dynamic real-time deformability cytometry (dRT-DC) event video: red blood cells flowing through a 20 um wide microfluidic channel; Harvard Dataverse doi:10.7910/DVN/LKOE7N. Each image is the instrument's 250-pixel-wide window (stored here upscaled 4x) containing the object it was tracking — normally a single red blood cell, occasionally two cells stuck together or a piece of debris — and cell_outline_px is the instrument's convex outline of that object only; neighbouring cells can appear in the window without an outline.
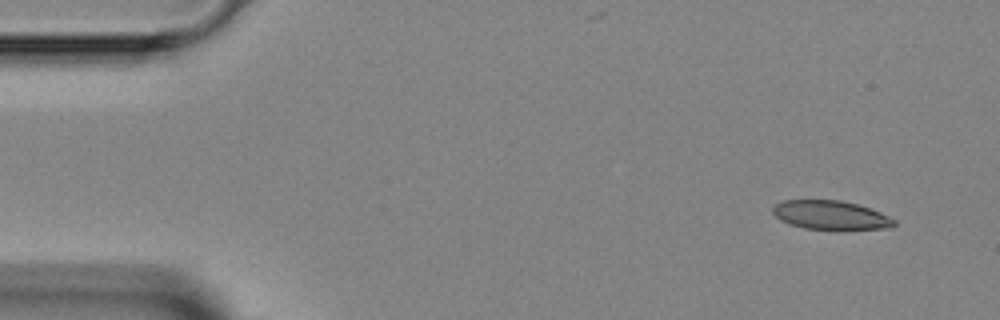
{"species": "Egyptian fruit bat (a non-hibernating species)", "species_latin": "Rousettus aegyptiacus", "temperature_condition": "room temperature", "stored_images_in_passage": 4, "camera_frame_rate_fps": 3000, "um_per_image_px": 0.085, "animal": {"sex": "female"}, "frame": {"image": 1, "passage_image": 1, "time_ms": 0.0, "image_size_px": [1000, 320], "cell_outline_px": [[896, 224], [892, 228], [844, 232], [836, 232], [804, 228], [788, 224], [780, 220], [772, 212], [772, 208], [776, 204], [784, 200], [840, 200], [856, 204], [880, 212], [896, 220]], "centroid_in_image_um": [70.66, 18.35], "position_along_channel_um": 14.3, "area_um2": 21.39}}
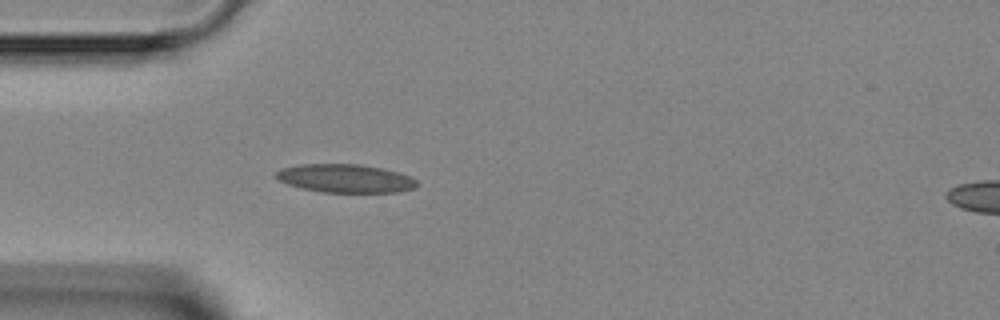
{"frame": {"image": 2, "passage_image": 4, "time_ms": 3.333, "image_size_px": [1000, 320], "cell_outline_px": [[416, 188], [400, 192], [324, 192], [300, 188], [288, 184], [280, 180], [276, 176], [276, 172], [284, 168], [300, 164], [360, 164], [380, 168], [396, 172], [408, 176], [416, 180]], "centroid_in_image_um": [29.36, 15.17], "position_along_channel_um": 55.6, "area_um2": 23.0}}